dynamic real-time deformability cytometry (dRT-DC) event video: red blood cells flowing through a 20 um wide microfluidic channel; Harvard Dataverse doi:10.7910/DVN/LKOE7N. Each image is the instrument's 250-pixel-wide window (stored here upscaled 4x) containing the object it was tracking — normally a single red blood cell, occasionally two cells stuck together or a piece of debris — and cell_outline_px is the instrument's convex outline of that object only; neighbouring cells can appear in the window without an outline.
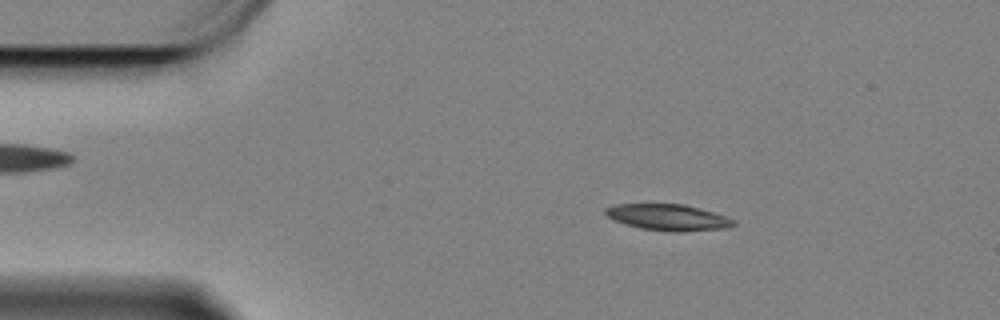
{"species": "Egyptian fruit bat (a non-hibernating species)", "species_latin": "Rousettus aegyptiacus", "temperature_condition": "cold", "stored_images_in_passage": 59, "camera_frame_rate_fps": 3000, "um_per_image_px": 0.085, "animal": {"sex": "female"}, "frame": {"image": 1, "passage_image": 9, "time_ms": 2.667, "image_size_px": [1000, 320], "cell_outline_px": [[736, 224], [728, 228], [676, 232], [672, 232], [640, 228], [624, 224], [608, 216], [604, 212], [604, 208], [612, 204], [684, 204], [700, 208], [736, 220]], "centroid_in_image_um": [56.78, 18.47], "position_along_channel_um": 28.2, "area_um2": 19.59}}
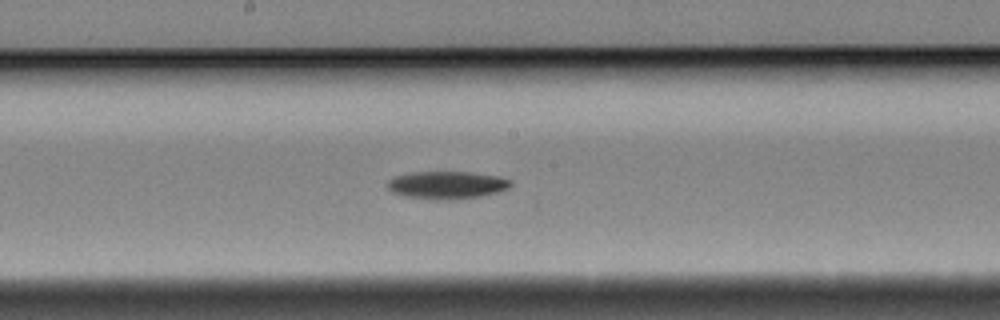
{"frame": {"image": 2, "passage_image": 30, "time_ms": 9.667, "image_size_px": [1000, 320], "cell_outline_px": [[512, 184], [508, 188], [500, 192], [480, 196], [448, 200], [432, 200], [404, 196], [392, 192], [388, 188], [388, 180], [396, 176], [412, 172], [468, 172], [496, 176], [512, 180]], "centroid_in_image_um": [37.98, 15.74], "position_along_channel_um": 210.2, "area_um2": 19.88}}
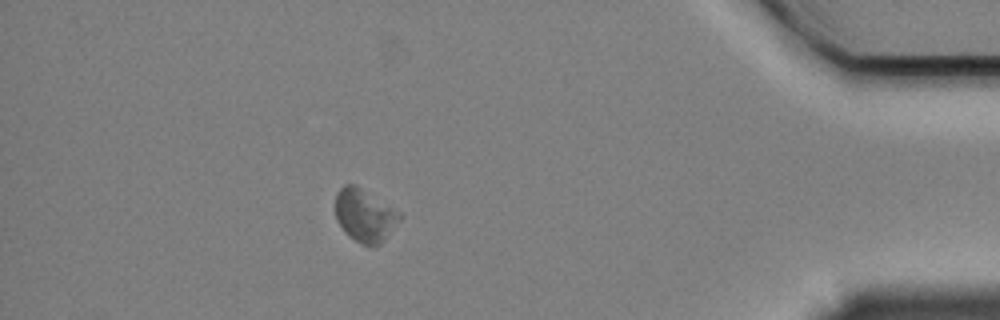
{"frame": {"image": 3, "passage_image": 52, "time_ms": 17.0, "image_size_px": [1000, 320], "cell_outline_px": [[400, 220], [384, 240], [380, 244], [372, 248], [360, 244], [344, 232], [336, 220], [336, 192], [344, 184], [356, 184], [400, 212]], "centroid_in_image_um": [30.98, 18.32], "position_along_channel_um": 404.2, "area_um2": 19.94}, "authors_computed_cell_mechanics": {"area_um2": 19.7676, "velocity_mm_per_s": 3.2918, "shape_relaxation_time_tau1_ms": 1.8338, "shape_relaxation_time_tau2_ms": null, "deformation_change_tau1": 0.0636, "deformation_change_tau2": null}}